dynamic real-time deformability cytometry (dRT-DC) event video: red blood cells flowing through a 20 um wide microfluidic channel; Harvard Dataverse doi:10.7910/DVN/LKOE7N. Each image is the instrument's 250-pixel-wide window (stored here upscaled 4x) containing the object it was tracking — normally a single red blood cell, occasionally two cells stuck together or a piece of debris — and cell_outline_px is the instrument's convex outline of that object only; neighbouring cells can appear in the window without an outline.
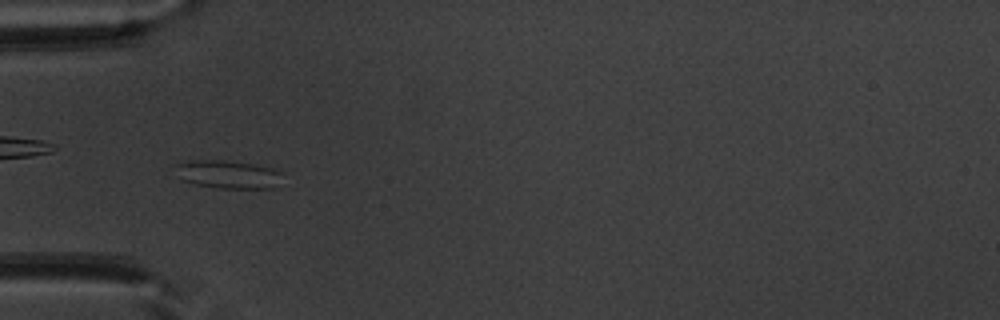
{"species": "common noctule bat (a hibernating species)", "species_latin": "Nyctalus noctula", "temperature_condition": "warm", "stored_images_in_passage": 51, "camera_frame_rate_fps": 3000, "um_per_image_px": 0.085, "animal": {"sex": "male", "body_mass_g": 20.1, "forearm_length_mm": 53.5}, "frame": {"image": 1, "passage_image": 16, "time_ms": 5.0, "image_size_px": [1000, 320], "cell_outline_px": [[280, 172], [272, 188], [216, 188], [196, 184], [180, 180], [172, 164], [188, 160], [224, 160], [252, 164], [272, 168]], "centroid_in_image_um": [19.21, 14.8], "position_along_channel_um": 65.8, "area_um2": 17.4}}
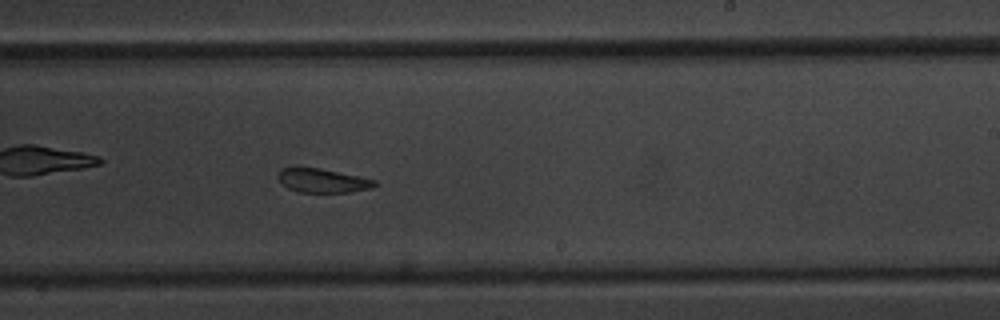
{"frame": {"image": 2, "passage_image": 31, "time_ms": 10.0, "image_size_px": [1000, 320], "cell_outline_px": [[376, 184], [372, 188], [348, 192], [300, 192], [288, 188], [276, 176], [280, 168], [320, 168], [360, 176], [376, 180]], "centroid_in_image_um": [27.43, 15.35], "position_along_channel_um": 261.6, "area_um2": 13.35}}
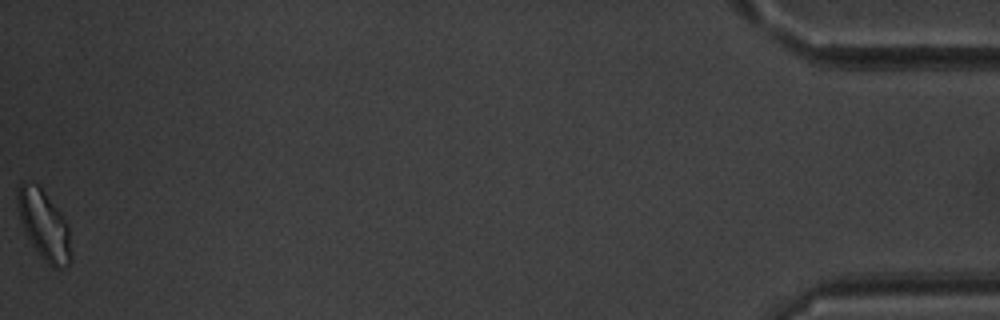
{"frame": {"image": 3, "passage_image": 51, "time_ms": 16.667, "image_size_px": [1000, 320], "cell_outline_px": [[72, 260], [64, 268], [52, 268], [44, 260], [32, 244], [20, 220], [16, 204], [16, 188], [24, 180], [36, 184], [44, 192], [60, 212], [68, 224], [72, 256]], "centroid_in_image_um": [3.74, 19.13], "position_along_channel_um": 431.5, "area_um2": 21.68}, "authors_computed_cell_mechanics": {"area_um2": 16.3574, "velocity_mm_per_s": 3.9364, "shape_relaxation_time_tau1_ms": null, "shape_relaxation_time_tau2_ms": 2.0035, "deformation_change_tau1": null, "deformation_change_tau2": 0.0762}}